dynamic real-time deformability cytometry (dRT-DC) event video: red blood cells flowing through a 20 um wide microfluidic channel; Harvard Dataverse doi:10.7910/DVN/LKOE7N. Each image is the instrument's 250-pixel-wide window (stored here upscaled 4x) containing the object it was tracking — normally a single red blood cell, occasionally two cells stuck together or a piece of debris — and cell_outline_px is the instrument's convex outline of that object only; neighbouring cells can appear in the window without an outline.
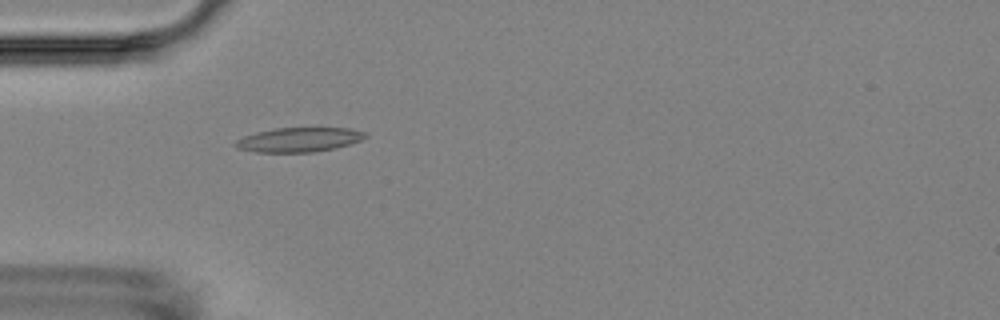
{"species": "Egyptian fruit bat (a non-hibernating species)", "species_latin": "Rousettus aegyptiacus", "temperature_condition": "room temperature", "stored_images_in_passage": 7, "camera_frame_rate_fps": 3000, "um_per_image_px": 0.085, "animal": {"sex": "female"}, "frame": {"image": 1, "passage_image": 5, "time_ms": 4.667, "image_size_px": [1000, 320], "cell_outline_px": [[368, 136], [360, 140], [336, 148], [312, 152], [256, 152], [236, 148], [232, 144], [236, 140], [244, 136], [256, 132], [276, 128], [348, 128], [364, 132]], "centroid_in_image_um": [25.36, 11.88], "position_along_channel_um": 59.6, "area_um2": 18.38}}